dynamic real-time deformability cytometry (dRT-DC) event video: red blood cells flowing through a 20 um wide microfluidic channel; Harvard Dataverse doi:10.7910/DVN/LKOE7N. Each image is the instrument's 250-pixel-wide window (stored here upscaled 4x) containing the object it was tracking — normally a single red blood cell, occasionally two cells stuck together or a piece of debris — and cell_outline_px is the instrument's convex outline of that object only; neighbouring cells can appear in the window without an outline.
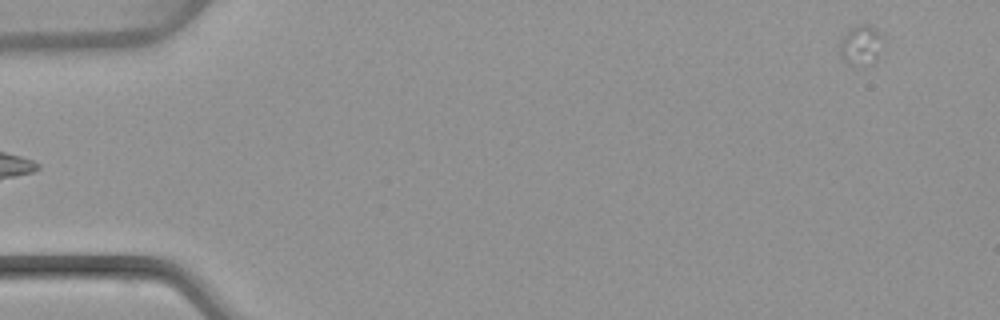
{"species": "common noctule bat (a hibernating species)", "species_latin": "Nyctalus noctula", "temperature_condition": "warm", "stored_images_in_passage": 13, "camera_frame_rate_fps": 3000, "um_per_image_px": 0.085, "animal": {"sex": "female", "body_mass_g": 22.7, "forearm_length_mm": 54.2}, "frame": {"image": 1, "passage_image": 1, "time_ms": 0.0, "image_size_px": [1000, 320], "cell_outline_px": [[888, 36], [884, 52], [876, 64], [864, 68], [860, 68], [848, 64], [840, 56], [840, 40], [856, 24], [868, 24], [876, 28]], "centroid_in_image_um": [73.35, 3.9], "position_along_channel_um": 11.6, "area_um2": 11.44}}